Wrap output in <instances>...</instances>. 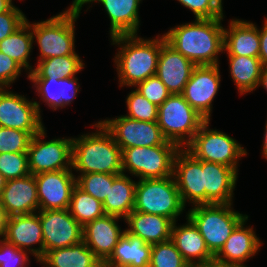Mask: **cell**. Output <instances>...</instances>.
I'll use <instances>...</instances> for the list:
<instances>
[{
    "label": "cell",
    "instance_id": "cell-1",
    "mask_svg": "<svg viewBox=\"0 0 267 267\" xmlns=\"http://www.w3.org/2000/svg\"><path fill=\"white\" fill-rule=\"evenodd\" d=\"M224 17L197 19L177 25L163 34L166 42L195 65H219L224 52Z\"/></svg>",
    "mask_w": 267,
    "mask_h": 267
},
{
    "label": "cell",
    "instance_id": "cell-2",
    "mask_svg": "<svg viewBox=\"0 0 267 267\" xmlns=\"http://www.w3.org/2000/svg\"><path fill=\"white\" fill-rule=\"evenodd\" d=\"M112 45L119 50L114 57L119 86H136L148 77L156 75L161 46L166 42L164 35L154 39H143L138 34L110 37Z\"/></svg>",
    "mask_w": 267,
    "mask_h": 267
},
{
    "label": "cell",
    "instance_id": "cell-3",
    "mask_svg": "<svg viewBox=\"0 0 267 267\" xmlns=\"http://www.w3.org/2000/svg\"><path fill=\"white\" fill-rule=\"evenodd\" d=\"M93 127L96 132L73 138L72 169L80 175L106 173L119 175L122 172V150L112 135L100 123Z\"/></svg>",
    "mask_w": 267,
    "mask_h": 267
},
{
    "label": "cell",
    "instance_id": "cell-4",
    "mask_svg": "<svg viewBox=\"0 0 267 267\" xmlns=\"http://www.w3.org/2000/svg\"><path fill=\"white\" fill-rule=\"evenodd\" d=\"M230 204H205L191 207L188 217L198 228L209 251L215 256L234 229L248 217Z\"/></svg>",
    "mask_w": 267,
    "mask_h": 267
},
{
    "label": "cell",
    "instance_id": "cell-5",
    "mask_svg": "<svg viewBox=\"0 0 267 267\" xmlns=\"http://www.w3.org/2000/svg\"><path fill=\"white\" fill-rule=\"evenodd\" d=\"M81 10L67 9L45 21L31 24L33 40L39 48V60L78 55L75 52V22Z\"/></svg>",
    "mask_w": 267,
    "mask_h": 267
},
{
    "label": "cell",
    "instance_id": "cell-6",
    "mask_svg": "<svg viewBox=\"0 0 267 267\" xmlns=\"http://www.w3.org/2000/svg\"><path fill=\"white\" fill-rule=\"evenodd\" d=\"M184 209L174 176L138 180L133 211L165 216L177 222Z\"/></svg>",
    "mask_w": 267,
    "mask_h": 267
},
{
    "label": "cell",
    "instance_id": "cell-7",
    "mask_svg": "<svg viewBox=\"0 0 267 267\" xmlns=\"http://www.w3.org/2000/svg\"><path fill=\"white\" fill-rule=\"evenodd\" d=\"M206 120L185 100L182 94H171L158 107V126L164 137L185 148Z\"/></svg>",
    "mask_w": 267,
    "mask_h": 267
},
{
    "label": "cell",
    "instance_id": "cell-8",
    "mask_svg": "<svg viewBox=\"0 0 267 267\" xmlns=\"http://www.w3.org/2000/svg\"><path fill=\"white\" fill-rule=\"evenodd\" d=\"M181 148L168 141L164 145L131 147L122 150V172L140 179L173 176L174 159Z\"/></svg>",
    "mask_w": 267,
    "mask_h": 267
},
{
    "label": "cell",
    "instance_id": "cell-9",
    "mask_svg": "<svg viewBox=\"0 0 267 267\" xmlns=\"http://www.w3.org/2000/svg\"><path fill=\"white\" fill-rule=\"evenodd\" d=\"M209 124L207 120L200 126L185 149L197 160L219 163L238 172V161L247 155L246 148L225 132L210 129Z\"/></svg>",
    "mask_w": 267,
    "mask_h": 267
},
{
    "label": "cell",
    "instance_id": "cell-10",
    "mask_svg": "<svg viewBox=\"0 0 267 267\" xmlns=\"http://www.w3.org/2000/svg\"><path fill=\"white\" fill-rule=\"evenodd\" d=\"M45 129H41L30 140L27 150L30 174L72 169L73 137L45 141Z\"/></svg>",
    "mask_w": 267,
    "mask_h": 267
},
{
    "label": "cell",
    "instance_id": "cell-11",
    "mask_svg": "<svg viewBox=\"0 0 267 267\" xmlns=\"http://www.w3.org/2000/svg\"><path fill=\"white\" fill-rule=\"evenodd\" d=\"M99 122L112 135L121 150L164 145L168 142L157 122L139 121L124 115Z\"/></svg>",
    "mask_w": 267,
    "mask_h": 267
},
{
    "label": "cell",
    "instance_id": "cell-12",
    "mask_svg": "<svg viewBox=\"0 0 267 267\" xmlns=\"http://www.w3.org/2000/svg\"><path fill=\"white\" fill-rule=\"evenodd\" d=\"M40 103L6 88L0 89V127L18 129L31 136L44 128Z\"/></svg>",
    "mask_w": 267,
    "mask_h": 267
},
{
    "label": "cell",
    "instance_id": "cell-13",
    "mask_svg": "<svg viewBox=\"0 0 267 267\" xmlns=\"http://www.w3.org/2000/svg\"><path fill=\"white\" fill-rule=\"evenodd\" d=\"M42 226L44 255L52 250L72 246L83 240V227L69 209L38 211Z\"/></svg>",
    "mask_w": 267,
    "mask_h": 267
},
{
    "label": "cell",
    "instance_id": "cell-14",
    "mask_svg": "<svg viewBox=\"0 0 267 267\" xmlns=\"http://www.w3.org/2000/svg\"><path fill=\"white\" fill-rule=\"evenodd\" d=\"M219 65H196L182 96L206 121H210L212 102L220 87Z\"/></svg>",
    "mask_w": 267,
    "mask_h": 267
},
{
    "label": "cell",
    "instance_id": "cell-15",
    "mask_svg": "<svg viewBox=\"0 0 267 267\" xmlns=\"http://www.w3.org/2000/svg\"><path fill=\"white\" fill-rule=\"evenodd\" d=\"M35 176L39 211L69 209L76 176L72 169L38 173Z\"/></svg>",
    "mask_w": 267,
    "mask_h": 267
},
{
    "label": "cell",
    "instance_id": "cell-16",
    "mask_svg": "<svg viewBox=\"0 0 267 267\" xmlns=\"http://www.w3.org/2000/svg\"><path fill=\"white\" fill-rule=\"evenodd\" d=\"M173 176L184 206L188 201L192 207L203 205L202 160L181 148L174 159Z\"/></svg>",
    "mask_w": 267,
    "mask_h": 267
},
{
    "label": "cell",
    "instance_id": "cell-17",
    "mask_svg": "<svg viewBox=\"0 0 267 267\" xmlns=\"http://www.w3.org/2000/svg\"><path fill=\"white\" fill-rule=\"evenodd\" d=\"M4 240L29 252L39 262L44 256V242L38 212L10 216L7 221ZM35 244H38L39 247L32 248V245Z\"/></svg>",
    "mask_w": 267,
    "mask_h": 267
},
{
    "label": "cell",
    "instance_id": "cell-18",
    "mask_svg": "<svg viewBox=\"0 0 267 267\" xmlns=\"http://www.w3.org/2000/svg\"><path fill=\"white\" fill-rule=\"evenodd\" d=\"M203 205L233 203L238 172L231 167L202 160Z\"/></svg>",
    "mask_w": 267,
    "mask_h": 267
},
{
    "label": "cell",
    "instance_id": "cell-19",
    "mask_svg": "<svg viewBox=\"0 0 267 267\" xmlns=\"http://www.w3.org/2000/svg\"><path fill=\"white\" fill-rule=\"evenodd\" d=\"M119 219L123 218L105 214L83 227V241L103 264L125 232L118 225Z\"/></svg>",
    "mask_w": 267,
    "mask_h": 267
},
{
    "label": "cell",
    "instance_id": "cell-20",
    "mask_svg": "<svg viewBox=\"0 0 267 267\" xmlns=\"http://www.w3.org/2000/svg\"><path fill=\"white\" fill-rule=\"evenodd\" d=\"M195 64L165 42L158 57L156 76L171 94H182Z\"/></svg>",
    "mask_w": 267,
    "mask_h": 267
},
{
    "label": "cell",
    "instance_id": "cell-21",
    "mask_svg": "<svg viewBox=\"0 0 267 267\" xmlns=\"http://www.w3.org/2000/svg\"><path fill=\"white\" fill-rule=\"evenodd\" d=\"M0 203L9 217L38 212L39 199L35 176L29 174L6 181Z\"/></svg>",
    "mask_w": 267,
    "mask_h": 267
},
{
    "label": "cell",
    "instance_id": "cell-22",
    "mask_svg": "<svg viewBox=\"0 0 267 267\" xmlns=\"http://www.w3.org/2000/svg\"><path fill=\"white\" fill-rule=\"evenodd\" d=\"M248 217L244 219L230 234L220 251L214 256L224 263L244 265V262L255 256L263 244L252 227H244Z\"/></svg>",
    "mask_w": 267,
    "mask_h": 267
},
{
    "label": "cell",
    "instance_id": "cell-23",
    "mask_svg": "<svg viewBox=\"0 0 267 267\" xmlns=\"http://www.w3.org/2000/svg\"><path fill=\"white\" fill-rule=\"evenodd\" d=\"M228 27L224 28V51L228 56H259V29L254 23L232 19Z\"/></svg>",
    "mask_w": 267,
    "mask_h": 267
},
{
    "label": "cell",
    "instance_id": "cell-24",
    "mask_svg": "<svg viewBox=\"0 0 267 267\" xmlns=\"http://www.w3.org/2000/svg\"><path fill=\"white\" fill-rule=\"evenodd\" d=\"M125 230L147 244H156L171 239L173 221L165 216L133 211L125 219Z\"/></svg>",
    "mask_w": 267,
    "mask_h": 267
},
{
    "label": "cell",
    "instance_id": "cell-25",
    "mask_svg": "<svg viewBox=\"0 0 267 267\" xmlns=\"http://www.w3.org/2000/svg\"><path fill=\"white\" fill-rule=\"evenodd\" d=\"M142 0H91L101 3L110 19V37L137 34L139 30V4Z\"/></svg>",
    "mask_w": 267,
    "mask_h": 267
},
{
    "label": "cell",
    "instance_id": "cell-26",
    "mask_svg": "<svg viewBox=\"0 0 267 267\" xmlns=\"http://www.w3.org/2000/svg\"><path fill=\"white\" fill-rule=\"evenodd\" d=\"M186 220L187 223L180 226L173 223L171 241L190 265L213 259L214 255L209 251L198 228L188 217Z\"/></svg>",
    "mask_w": 267,
    "mask_h": 267
},
{
    "label": "cell",
    "instance_id": "cell-27",
    "mask_svg": "<svg viewBox=\"0 0 267 267\" xmlns=\"http://www.w3.org/2000/svg\"><path fill=\"white\" fill-rule=\"evenodd\" d=\"M152 245L125 230L103 267H149Z\"/></svg>",
    "mask_w": 267,
    "mask_h": 267
},
{
    "label": "cell",
    "instance_id": "cell-28",
    "mask_svg": "<svg viewBox=\"0 0 267 267\" xmlns=\"http://www.w3.org/2000/svg\"><path fill=\"white\" fill-rule=\"evenodd\" d=\"M28 79L34 83L38 96H41L43 102L53 111L70 105L80 88L77 77Z\"/></svg>",
    "mask_w": 267,
    "mask_h": 267
},
{
    "label": "cell",
    "instance_id": "cell-29",
    "mask_svg": "<svg viewBox=\"0 0 267 267\" xmlns=\"http://www.w3.org/2000/svg\"><path fill=\"white\" fill-rule=\"evenodd\" d=\"M39 262L43 267H103L83 240L72 246L50 250Z\"/></svg>",
    "mask_w": 267,
    "mask_h": 267
},
{
    "label": "cell",
    "instance_id": "cell-30",
    "mask_svg": "<svg viewBox=\"0 0 267 267\" xmlns=\"http://www.w3.org/2000/svg\"><path fill=\"white\" fill-rule=\"evenodd\" d=\"M137 181L121 173L109 186L108 195L102 202L106 215H113L123 220L133 212L135 204V189Z\"/></svg>",
    "mask_w": 267,
    "mask_h": 267
},
{
    "label": "cell",
    "instance_id": "cell-31",
    "mask_svg": "<svg viewBox=\"0 0 267 267\" xmlns=\"http://www.w3.org/2000/svg\"><path fill=\"white\" fill-rule=\"evenodd\" d=\"M228 58L230 75L240 95L256 90L263 68L259 57L228 56Z\"/></svg>",
    "mask_w": 267,
    "mask_h": 267
},
{
    "label": "cell",
    "instance_id": "cell-32",
    "mask_svg": "<svg viewBox=\"0 0 267 267\" xmlns=\"http://www.w3.org/2000/svg\"><path fill=\"white\" fill-rule=\"evenodd\" d=\"M31 22H26L18 28L13 34L4 38L0 42V52L8 55L15 60L23 69L29 74L33 71L30 65L29 57L33 49V35L31 29Z\"/></svg>",
    "mask_w": 267,
    "mask_h": 267
},
{
    "label": "cell",
    "instance_id": "cell-33",
    "mask_svg": "<svg viewBox=\"0 0 267 267\" xmlns=\"http://www.w3.org/2000/svg\"><path fill=\"white\" fill-rule=\"evenodd\" d=\"M38 65L28 74V78H68L85 67L79 55L57 56L38 61Z\"/></svg>",
    "mask_w": 267,
    "mask_h": 267
},
{
    "label": "cell",
    "instance_id": "cell-34",
    "mask_svg": "<svg viewBox=\"0 0 267 267\" xmlns=\"http://www.w3.org/2000/svg\"><path fill=\"white\" fill-rule=\"evenodd\" d=\"M69 211L82 227L105 215L102 202L86 193L77 185L72 192Z\"/></svg>",
    "mask_w": 267,
    "mask_h": 267
},
{
    "label": "cell",
    "instance_id": "cell-35",
    "mask_svg": "<svg viewBox=\"0 0 267 267\" xmlns=\"http://www.w3.org/2000/svg\"><path fill=\"white\" fill-rule=\"evenodd\" d=\"M149 267H190L170 240L152 245Z\"/></svg>",
    "mask_w": 267,
    "mask_h": 267
},
{
    "label": "cell",
    "instance_id": "cell-36",
    "mask_svg": "<svg viewBox=\"0 0 267 267\" xmlns=\"http://www.w3.org/2000/svg\"><path fill=\"white\" fill-rule=\"evenodd\" d=\"M118 175L106 173H87L76 177V185L97 200L103 202Z\"/></svg>",
    "mask_w": 267,
    "mask_h": 267
},
{
    "label": "cell",
    "instance_id": "cell-37",
    "mask_svg": "<svg viewBox=\"0 0 267 267\" xmlns=\"http://www.w3.org/2000/svg\"><path fill=\"white\" fill-rule=\"evenodd\" d=\"M128 114L132 119L147 122H157L158 107L148 101L138 90L131 91L126 98Z\"/></svg>",
    "mask_w": 267,
    "mask_h": 267
},
{
    "label": "cell",
    "instance_id": "cell-38",
    "mask_svg": "<svg viewBox=\"0 0 267 267\" xmlns=\"http://www.w3.org/2000/svg\"><path fill=\"white\" fill-rule=\"evenodd\" d=\"M0 173L6 181L29 175L27 153H0Z\"/></svg>",
    "mask_w": 267,
    "mask_h": 267
},
{
    "label": "cell",
    "instance_id": "cell-39",
    "mask_svg": "<svg viewBox=\"0 0 267 267\" xmlns=\"http://www.w3.org/2000/svg\"><path fill=\"white\" fill-rule=\"evenodd\" d=\"M31 138L26 131L0 127V153H27Z\"/></svg>",
    "mask_w": 267,
    "mask_h": 267
},
{
    "label": "cell",
    "instance_id": "cell-40",
    "mask_svg": "<svg viewBox=\"0 0 267 267\" xmlns=\"http://www.w3.org/2000/svg\"><path fill=\"white\" fill-rule=\"evenodd\" d=\"M135 89L157 107L171 95L164 83L156 75L139 82Z\"/></svg>",
    "mask_w": 267,
    "mask_h": 267
},
{
    "label": "cell",
    "instance_id": "cell-41",
    "mask_svg": "<svg viewBox=\"0 0 267 267\" xmlns=\"http://www.w3.org/2000/svg\"><path fill=\"white\" fill-rule=\"evenodd\" d=\"M28 254L29 252L15 247L4 239L0 240V267H27L30 263Z\"/></svg>",
    "mask_w": 267,
    "mask_h": 267
},
{
    "label": "cell",
    "instance_id": "cell-42",
    "mask_svg": "<svg viewBox=\"0 0 267 267\" xmlns=\"http://www.w3.org/2000/svg\"><path fill=\"white\" fill-rule=\"evenodd\" d=\"M191 10L197 19L224 17L223 11L212 0H177Z\"/></svg>",
    "mask_w": 267,
    "mask_h": 267
},
{
    "label": "cell",
    "instance_id": "cell-43",
    "mask_svg": "<svg viewBox=\"0 0 267 267\" xmlns=\"http://www.w3.org/2000/svg\"><path fill=\"white\" fill-rule=\"evenodd\" d=\"M26 20V15L16 6L9 11L0 13V42L13 34Z\"/></svg>",
    "mask_w": 267,
    "mask_h": 267
},
{
    "label": "cell",
    "instance_id": "cell-44",
    "mask_svg": "<svg viewBox=\"0 0 267 267\" xmlns=\"http://www.w3.org/2000/svg\"><path fill=\"white\" fill-rule=\"evenodd\" d=\"M23 68L11 57L0 52V87L10 88L18 79Z\"/></svg>",
    "mask_w": 267,
    "mask_h": 267
},
{
    "label": "cell",
    "instance_id": "cell-45",
    "mask_svg": "<svg viewBox=\"0 0 267 267\" xmlns=\"http://www.w3.org/2000/svg\"><path fill=\"white\" fill-rule=\"evenodd\" d=\"M260 36V50H259V59L263 67L267 66V17L265 18V22L263 27L259 30Z\"/></svg>",
    "mask_w": 267,
    "mask_h": 267
},
{
    "label": "cell",
    "instance_id": "cell-46",
    "mask_svg": "<svg viewBox=\"0 0 267 267\" xmlns=\"http://www.w3.org/2000/svg\"><path fill=\"white\" fill-rule=\"evenodd\" d=\"M190 267H247V266L241 265V264H236V263H224V262L218 261L215 258H213L209 261L190 265Z\"/></svg>",
    "mask_w": 267,
    "mask_h": 267
},
{
    "label": "cell",
    "instance_id": "cell-47",
    "mask_svg": "<svg viewBox=\"0 0 267 267\" xmlns=\"http://www.w3.org/2000/svg\"><path fill=\"white\" fill-rule=\"evenodd\" d=\"M9 216L5 212L4 207L0 203V238L4 239L5 232H6V225Z\"/></svg>",
    "mask_w": 267,
    "mask_h": 267
},
{
    "label": "cell",
    "instance_id": "cell-48",
    "mask_svg": "<svg viewBox=\"0 0 267 267\" xmlns=\"http://www.w3.org/2000/svg\"><path fill=\"white\" fill-rule=\"evenodd\" d=\"M91 0H73L72 5L68 9L81 10L85 4H90Z\"/></svg>",
    "mask_w": 267,
    "mask_h": 267
},
{
    "label": "cell",
    "instance_id": "cell-49",
    "mask_svg": "<svg viewBox=\"0 0 267 267\" xmlns=\"http://www.w3.org/2000/svg\"><path fill=\"white\" fill-rule=\"evenodd\" d=\"M259 86H263V88L267 91V66L262 68Z\"/></svg>",
    "mask_w": 267,
    "mask_h": 267
},
{
    "label": "cell",
    "instance_id": "cell-50",
    "mask_svg": "<svg viewBox=\"0 0 267 267\" xmlns=\"http://www.w3.org/2000/svg\"><path fill=\"white\" fill-rule=\"evenodd\" d=\"M12 0H0V13L9 11L14 5Z\"/></svg>",
    "mask_w": 267,
    "mask_h": 267
},
{
    "label": "cell",
    "instance_id": "cell-51",
    "mask_svg": "<svg viewBox=\"0 0 267 267\" xmlns=\"http://www.w3.org/2000/svg\"><path fill=\"white\" fill-rule=\"evenodd\" d=\"M264 137H263V147H262V155L264 158L267 159V121H266V126H265V132H264Z\"/></svg>",
    "mask_w": 267,
    "mask_h": 267
},
{
    "label": "cell",
    "instance_id": "cell-52",
    "mask_svg": "<svg viewBox=\"0 0 267 267\" xmlns=\"http://www.w3.org/2000/svg\"><path fill=\"white\" fill-rule=\"evenodd\" d=\"M5 184H6V180L4 176L0 173V196H1L2 190L5 187Z\"/></svg>",
    "mask_w": 267,
    "mask_h": 267
},
{
    "label": "cell",
    "instance_id": "cell-53",
    "mask_svg": "<svg viewBox=\"0 0 267 267\" xmlns=\"http://www.w3.org/2000/svg\"><path fill=\"white\" fill-rule=\"evenodd\" d=\"M212 1L223 11V5H222L223 0H212Z\"/></svg>",
    "mask_w": 267,
    "mask_h": 267
}]
</instances>
